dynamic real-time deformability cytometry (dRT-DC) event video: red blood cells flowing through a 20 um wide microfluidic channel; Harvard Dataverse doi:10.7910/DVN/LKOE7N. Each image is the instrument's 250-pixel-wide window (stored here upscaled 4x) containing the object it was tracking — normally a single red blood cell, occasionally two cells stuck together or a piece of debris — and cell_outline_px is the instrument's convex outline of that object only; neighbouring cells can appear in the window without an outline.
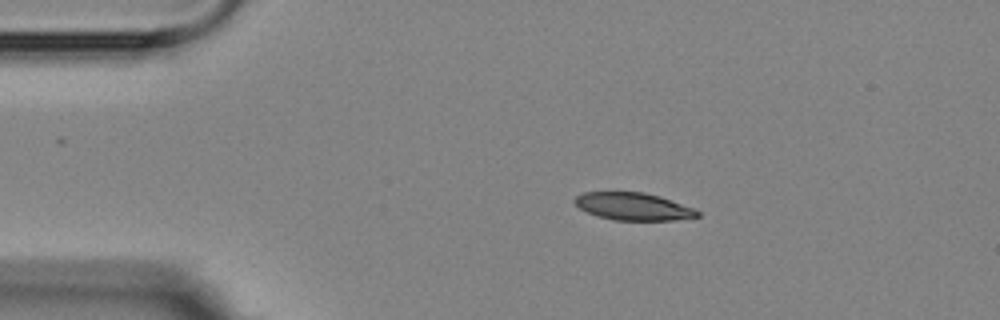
{"species": "Egyptian fruit bat (a non-hibernating species)", "species_latin": "Rousettus aegyptiacus", "temperature_condition": "room temperature", "stored_images_in_passage": 3, "camera_frame_rate_fps": 3000, "um_per_image_px": 0.085, "animal": {"sex": "female"}, "frame": {"image": 1, "passage_image": 2, "time_ms": 1.0, "image_size_px": [1000, 320], "cell_outline_px": [[700, 216], [676, 220], [616, 220], [596, 216], [580, 208], [572, 200], [576, 196], [584, 192], [644, 192], [660, 196], [696, 208], [700, 212]], "centroid_in_image_um": [53.86, 17.55], "position_along_channel_um": 31.1, "area_um2": 19.77}}